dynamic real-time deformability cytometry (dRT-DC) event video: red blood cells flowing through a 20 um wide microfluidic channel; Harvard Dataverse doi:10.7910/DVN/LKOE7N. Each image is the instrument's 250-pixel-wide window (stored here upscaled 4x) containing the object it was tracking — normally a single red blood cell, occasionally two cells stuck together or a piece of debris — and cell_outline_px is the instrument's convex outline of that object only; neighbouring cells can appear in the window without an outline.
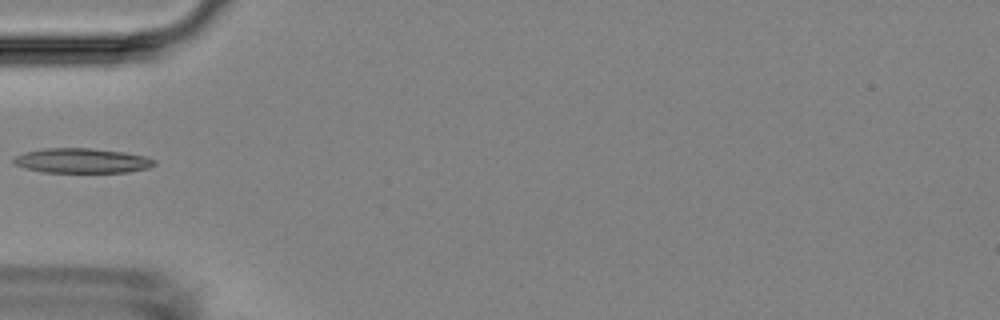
{"species": "Egyptian fruit bat (a non-hibernating species)", "species_latin": "Rousettus aegyptiacus", "temperature_condition": "room temperature", "stored_images_in_passage": 37, "camera_frame_rate_fps": 3000, "um_per_image_px": 0.085, "animal": {"sex": "female"}, "frame": {"image": 1, "passage_image": 1, "time_ms": 0.0, "image_size_px": [1000, 320], "cell_outline_px": [[156, 164], [148, 168], [128, 172], [44, 172], [24, 168], [16, 164], [12, 160], [16, 156], [24, 152], [44, 148], [92, 148], [124, 152], [144, 156], [156, 160]], "centroid_in_image_um": [6.97, 13.65], "position_along_channel_um": 78.0, "area_um2": 20.29}}
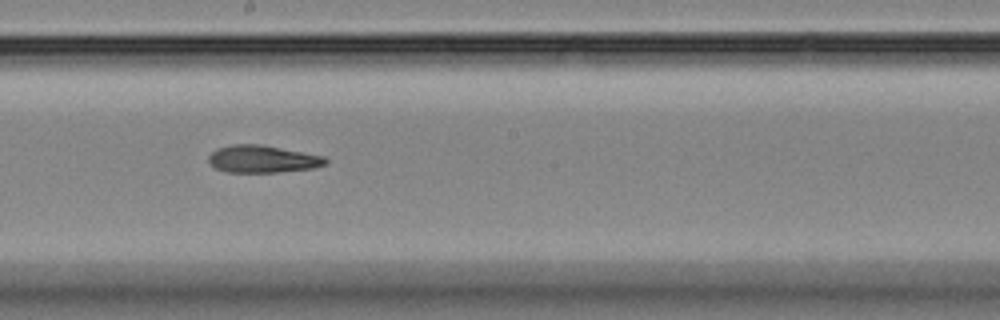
{"frame": {"image": 2, "passage_image": 13, "time_ms": 4.0, "image_size_px": [1000, 320], "cell_outline_px": [[328, 160], [324, 164], [312, 168], [276, 172], [224, 172], [216, 168], [208, 160], [208, 156], [216, 148], [232, 144], [260, 144], [324, 156]], "centroid_in_image_um": [22.27, 13.51], "position_along_channel_um": 225.9, "area_um2": 18.5}}
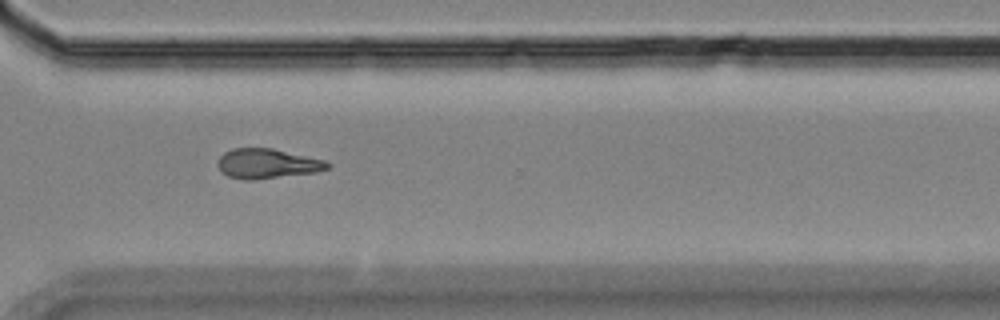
{"frame": {"image": 3, "passage_image": 23, "time_ms": 7.333, "image_size_px": [1000, 320], "cell_outline_px": [[332, 164], [328, 168], [312, 172], [252, 180], [244, 180], [228, 176], [220, 172], [216, 164], [220, 156], [224, 152], [232, 148], [272, 148], [324, 160]], "centroid_in_image_um": [22.64, 13.9], "position_along_channel_um": 348.0, "area_um2": 18.9}}